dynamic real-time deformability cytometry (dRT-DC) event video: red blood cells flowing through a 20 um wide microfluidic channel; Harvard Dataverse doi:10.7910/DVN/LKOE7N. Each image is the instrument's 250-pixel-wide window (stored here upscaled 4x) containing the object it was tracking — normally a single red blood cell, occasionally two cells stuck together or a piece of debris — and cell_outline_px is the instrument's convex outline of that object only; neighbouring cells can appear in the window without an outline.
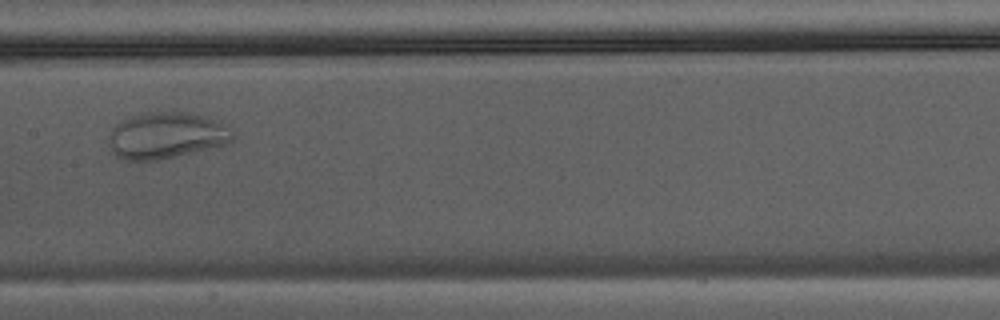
{"species": "Egyptian fruit bat (a non-hibernating species)", "species_latin": "Rousettus aegyptiacus", "temperature_condition": "warm", "stored_images_in_passage": 32, "camera_frame_rate_fps": 3000, "um_per_image_px": 0.085, "animal": {"sex": "male"}, "frame": {"image": 1, "passage_image": 10, "time_ms": 3.0, "image_size_px": [1000, 320], "cell_outline_px": [[236, 140], [232, 144], [156, 160], [124, 160], [116, 156], [112, 152], [108, 144], [108, 136], [112, 128], [120, 120], [144, 112], [176, 108], [192, 112], [212, 120], [236, 136]], "centroid_in_image_um": [14.1, 11.49], "position_along_channel_um": 193.3, "area_um2": 34.22}}